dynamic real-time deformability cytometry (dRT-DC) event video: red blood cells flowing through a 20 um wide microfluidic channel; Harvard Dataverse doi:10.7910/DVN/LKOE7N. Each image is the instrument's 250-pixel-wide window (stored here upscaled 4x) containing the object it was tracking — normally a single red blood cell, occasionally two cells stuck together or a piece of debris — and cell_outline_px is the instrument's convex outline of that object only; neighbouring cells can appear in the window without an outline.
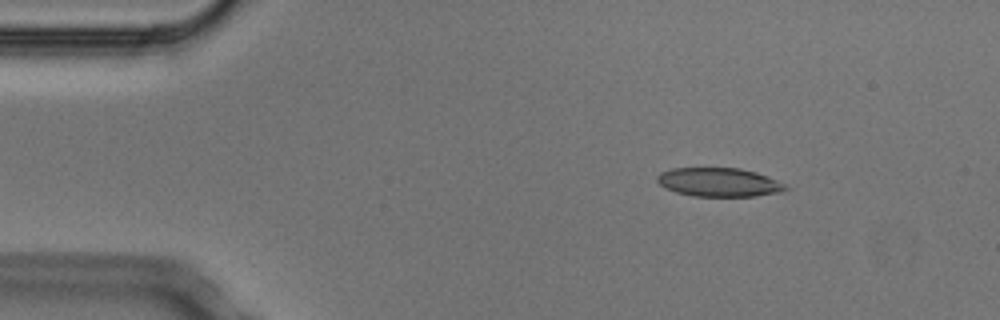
{"species": "Egyptian fruit bat (a non-hibernating species)", "species_latin": "Rousettus aegyptiacus", "temperature_condition": "cold", "stored_images_in_passage": 3, "camera_frame_rate_fps": 3000, "um_per_image_px": 0.085, "animal": {"sex": "male"}, "frame": {"image": 1, "passage_image": 1, "time_ms": 0.0, "image_size_px": [1000, 320], "cell_outline_px": [[792, 188], [780, 192], [756, 196], [692, 196], [676, 192], [664, 188], [656, 180], [656, 176], [660, 172], [672, 168], [740, 168], [756, 172], [768, 176], [788, 184]], "centroid_in_image_um": [61.15, 15.49], "position_along_channel_um": 23.9, "area_um2": 21.85}}